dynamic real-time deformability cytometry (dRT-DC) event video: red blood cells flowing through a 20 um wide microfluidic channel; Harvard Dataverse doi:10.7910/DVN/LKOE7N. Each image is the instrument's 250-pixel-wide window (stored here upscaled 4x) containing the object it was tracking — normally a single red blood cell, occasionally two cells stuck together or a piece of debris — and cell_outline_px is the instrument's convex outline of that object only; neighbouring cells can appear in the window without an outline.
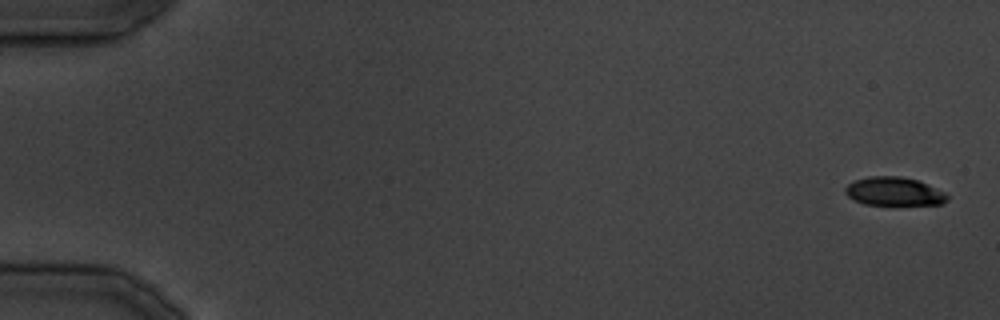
{"species": "common noctule bat (a hibernating species)", "species_latin": "Nyctalus noctula", "temperature_condition": "cold", "stored_images_in_passage": 14, "camera_frame_rate_fps": 3000, "um_per_image_px": 0.085, "animal": {"sex": "male", "body_mass_g": 19.5, "forearm_length_mm": 54.6}, "frame": {"image": 1, "passage_image": 1, "time_ms": 0.0, "image_size_px": [1000, 320], "cell_outline_px": [[948, 200], [944, 204], [864, 204], [848, 196], [844, 192], [844, 188], [848, 184], [856, 180], [868, 176], [900, 176], [916, 180], [944, 192], [948, 196]], "centroid_in_image_um": [75.97, 16.26], "position_along_channel_um": 9.0, "area_um2": 16.65}}
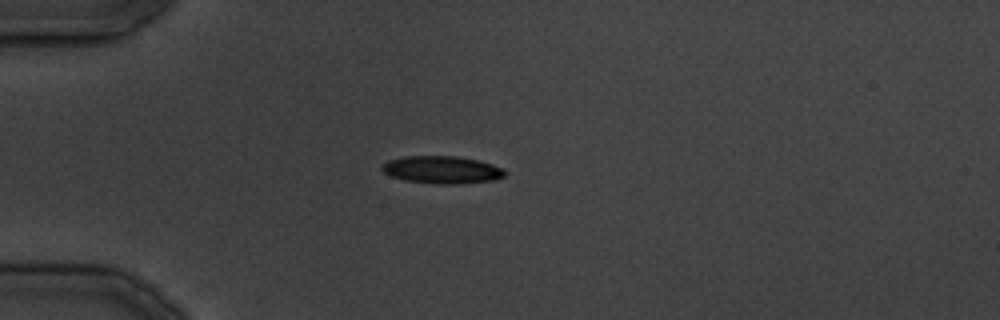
{"frame": {"image": 2, "passage_image": 10, "time_ms": 11.0, "image_size_px": [1000, 320], "cell_outline_px": [[508, 172], [504, 176], [492, 180], [456, 184], [436, 184], [404, 180], [392, 176], [384, 172], [380, 168], [380, 164], [388, 160], [404, 156], [456, 156], [480, 160], [504, 168]], "centroid_in_image_um": [37.56, 14.42], "position_along_channel_um": 47.4, "area_um2": 19.88}}